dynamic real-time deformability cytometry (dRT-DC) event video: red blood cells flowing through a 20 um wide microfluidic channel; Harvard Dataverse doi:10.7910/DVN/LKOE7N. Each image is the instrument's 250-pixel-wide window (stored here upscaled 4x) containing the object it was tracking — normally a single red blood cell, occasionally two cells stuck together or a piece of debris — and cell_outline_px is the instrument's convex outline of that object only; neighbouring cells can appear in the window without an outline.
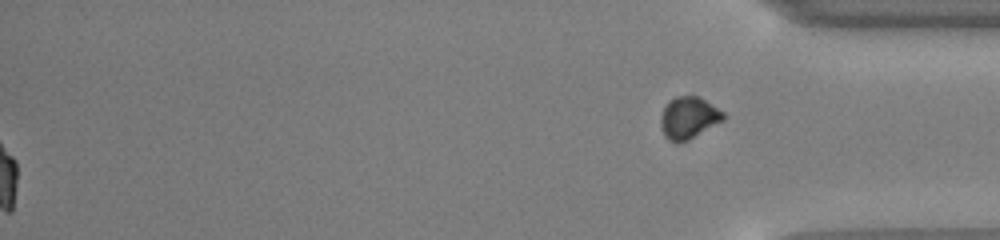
{"species": "common noctule bat (a hibernating species)", "species_latin": "Nyctalus noctula", "temperature_condition": "cold", "stored_images_in_passage": 48, "segment_of_instrument_passage": [2, 2], "camera_frame_rate_fps": 3000, "um_per_image_px": 0.085, "animal": {"sex": "male", "body_mass_g": 13.0, "forearm_length_mm": 53.1}, "frame": {"image": 1, "passage_image": 48, "time_ms": 15.667, "image_size_px": [1000, 240], "cell_outline_px": [[724, 120], [688, 140], [676, 144], [668, 140], [664, 136], [660, 128], [660, 116], [668, 100], [676, 96], [696, 96], [704, 100], [724, 112]], "centroid_in_image_um": [58.48, 10.03], "position_along_channel_um": 376.7, "area_um2": 15.37}}